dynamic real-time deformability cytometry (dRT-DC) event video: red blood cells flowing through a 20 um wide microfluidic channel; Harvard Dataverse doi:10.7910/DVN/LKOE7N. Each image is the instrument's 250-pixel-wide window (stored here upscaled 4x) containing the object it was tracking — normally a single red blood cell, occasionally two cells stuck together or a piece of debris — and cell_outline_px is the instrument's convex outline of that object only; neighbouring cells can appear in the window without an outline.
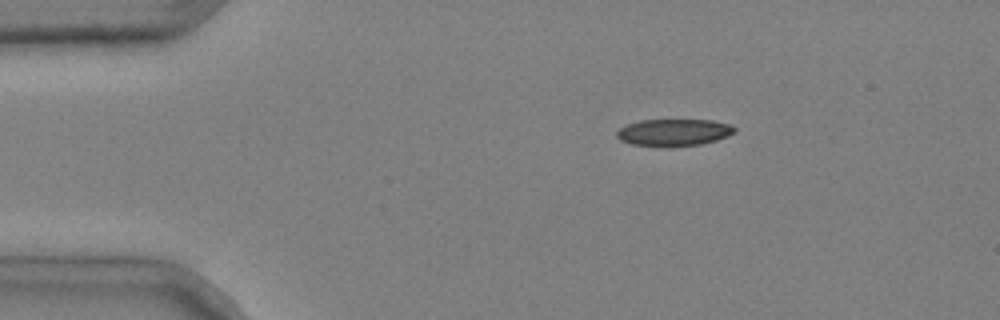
{"species": "common noctule bat (a hibernating species)", "species_latin": "Nyctalus noctula", "temperature_condition": "cold", "stored_images_in_passage": 10, "camera_frame_rate_fps": 3000, "um_per_image_px": 0.085, "animal": {"sex": "male", "body_mass_g": 20.4}, "frame": {"image": 1, "passage_image": 2, "time_ms": 0.333, "image_size_px": [1000, 320], "cell_outline_px": [[736, 132], [716, 140], [700, 144], [668, 148], [632, 144], [620, 140], [616, 136], [616, 132], [620, 128], [628, 124], [640, 120], [712, 120], [732, 124], [736, 128]], "centroid_in_image_um": [57.28, 11.26], "position_along_channel_um": 27.7, "area_um2": 18.79}}
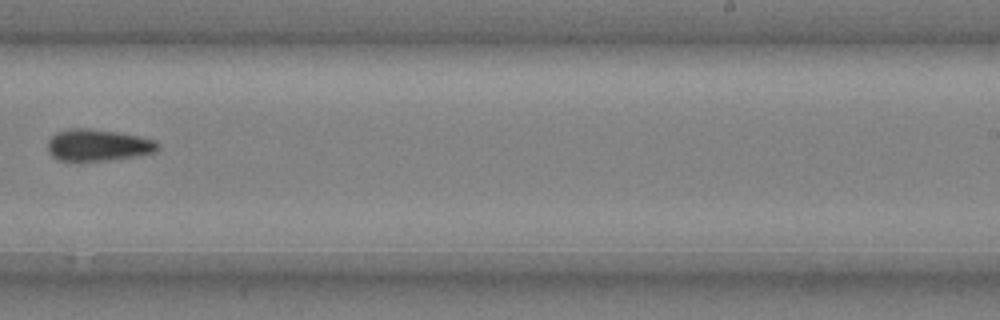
{"frame": {"image": 2, "passage_image": 9, "time_ms": 2.667, "image_size_px": [1000, 320], "cell_outline_px": [[160, 148], [156, 152], [136, 156], [108, 160], [60, 160], [52, 156], [48, 152], [48, 140], [56, 132], [72, 128], [88, 128], [116, 132], [140, 136], [156, 140], [160, 144]], "centroid_in_image_um": [8.37, 12.32], "position_along_channel_um": 280.6, "area_um2": 20.35}}
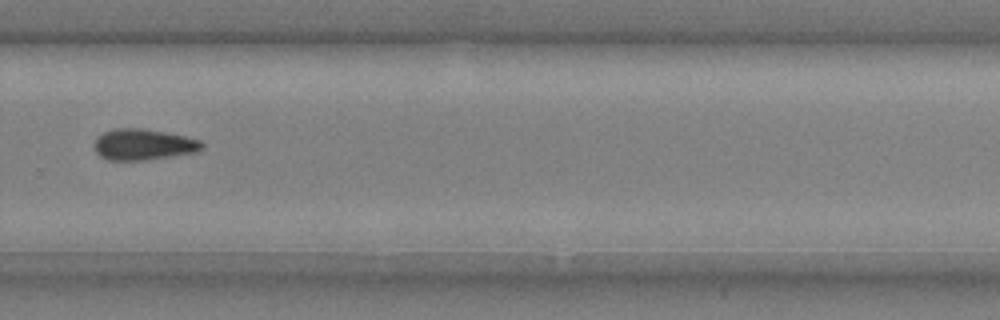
{"frame": {"image": 3, "passage_image": 10, "time_ms": 3.0, "image_size_px": [1000, 320], "cell_outline_px": [[204, 148], [196, 152], [148, 160], [108, 160], [100, 156], [96, 152], [96, 136], [104, 132], [116, 128], [140, 128], [164, 132], [184, 136], [200, 140], [204, 144]], "centroid_in_image_um": [12.2, 12.29], "position_along_channel_um": 317.6, "area_um2": 19.42}}